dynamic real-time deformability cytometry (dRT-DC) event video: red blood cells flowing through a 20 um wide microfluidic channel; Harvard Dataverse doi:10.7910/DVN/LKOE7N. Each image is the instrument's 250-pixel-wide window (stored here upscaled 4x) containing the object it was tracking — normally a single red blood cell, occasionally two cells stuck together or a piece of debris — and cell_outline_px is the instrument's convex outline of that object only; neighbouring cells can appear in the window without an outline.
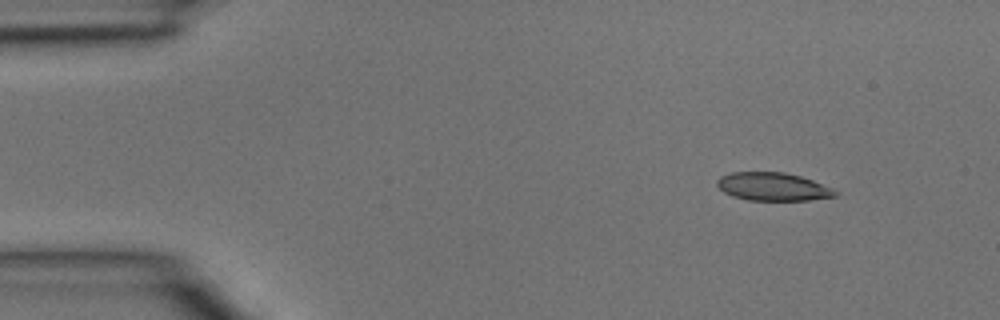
{"species": "common noctule bat (a hibernating species)", "species_latin": "Nyctalus noctula", "temperature_condition": "room temperature", "stored_images_in_passage": 4, "segment_of_instrument_passage": [2, 2], "camera_frame_rate_fps": 3000, "um_per_image_px": 0.085, "animal": {"sex": "male", "body_mass_g": 15.6}, "frame": {"image": 1, "passage_image": 4, "time_ms": 1.0, "image_size_px": [1000, 320], "cell_outline_px": [[840, 192], [836, 196], [808, 200], [748, 200], [732, 196], [724, 192], [716, 184], [716, 180], [720, 176], [732, 172], [784, 172], [800, 176], [812, 180], [832, 188]], "centroid_in_image_um": [65.69, 15.86], "position_along_channel_um": 19.3, "area_um2": 19.36}}